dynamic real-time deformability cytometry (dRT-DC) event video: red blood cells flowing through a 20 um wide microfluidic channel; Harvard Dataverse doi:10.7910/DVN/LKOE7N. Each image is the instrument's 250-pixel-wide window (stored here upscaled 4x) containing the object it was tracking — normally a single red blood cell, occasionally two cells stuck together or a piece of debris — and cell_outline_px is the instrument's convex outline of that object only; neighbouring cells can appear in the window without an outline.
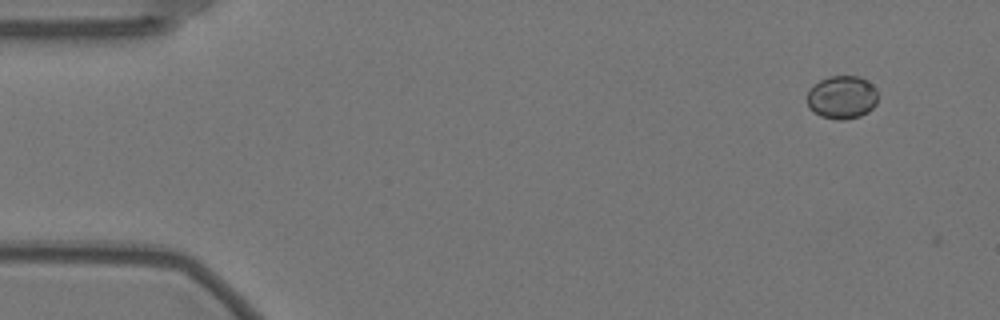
{"species": "Egyptian fruit bat (a non-hibernating species)", "species_latin": "Rousettus aegyptiacus", "temperature_condition": "warm", "stored_images_in_passage": 2, "camera_frame_rate_fps": 3000, "um_per_image_px": 0.085, "animal": {"sex": "female"}, "frame": {"image": 1, "passage_image": 1, "time_ms": 0.0, "image_size_px": [1000, 320], "cell_outline_px": [[876, 104], [868, 112], [860, 116], [844, 120], [836, 120], [820, 116], [812, 112], [808, 108], [808, 92], [820, 80], [828, 76], [856, 76], [872, 84], [876, 88]], "centroid_in_image_um": [71.56, 8.29], "position_along_channel_um": 13.4, "area_um2": 17.74}}